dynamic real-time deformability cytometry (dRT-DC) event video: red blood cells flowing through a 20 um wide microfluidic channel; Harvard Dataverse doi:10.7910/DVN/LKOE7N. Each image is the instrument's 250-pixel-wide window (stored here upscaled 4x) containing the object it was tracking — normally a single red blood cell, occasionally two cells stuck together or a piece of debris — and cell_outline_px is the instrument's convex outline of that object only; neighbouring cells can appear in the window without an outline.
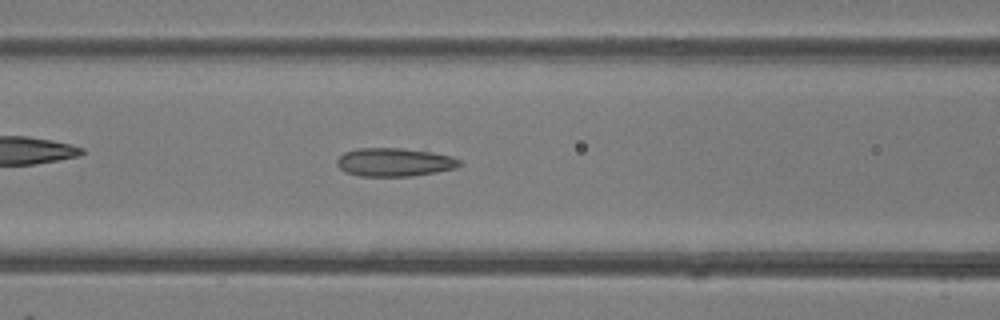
{"species": "common noctule bat (a hibernating species)", "species_latin": "Nyctalus noctula", "temperature_condition": "room temperature", "stored_images_in_passage": 46, "camera_frame_rate_fps": 3000, "um_per_image_px": 0.085, "animal": {"sex": "female"}, "frame": {"image": 1, "passage_image": 19, "time_ms": 6.0, "image_size_px": [1000, 320], "cell_outline_px": [[460, 164], [456, 168], [436, 172], [412, 176], [360, 176], [344, 172], [336, 164], [336, 160], [344, 152], [356, 148], [400, 148], [432, 152], [452, 156], [460, 160]], "centroid_in_image_um": [33.5, 13.78], "position_along_channel_um": 133.1, "area_um2": 20.35}}
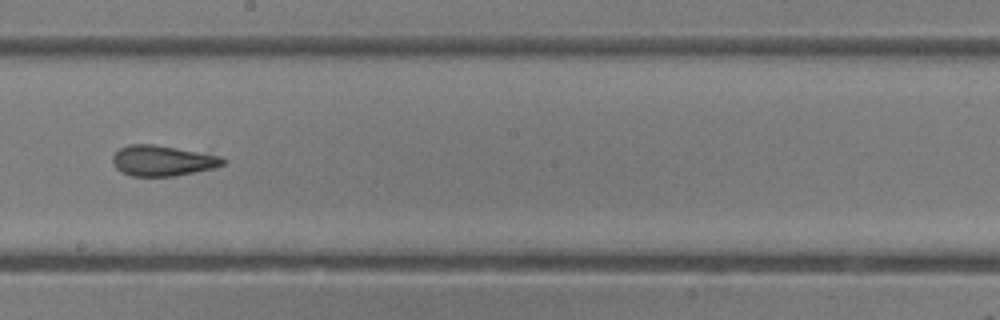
{"frame": {"image": 2, "passage_image": 26, "time_ms": 8.333, "image_size_px": [1000, 320], "cell_outline_px": [[228, 160], [224, 164], [216, 168], [176, 176], [132, 176], [116, 168], [112, 164], [112, 156], [120, 148], [128, 144], [156, 144], [220, 156]], "centroid_in_image_um": [13.83, 13.66], "position_along_channel_um": 234.4, "area_um2": 19.77}}
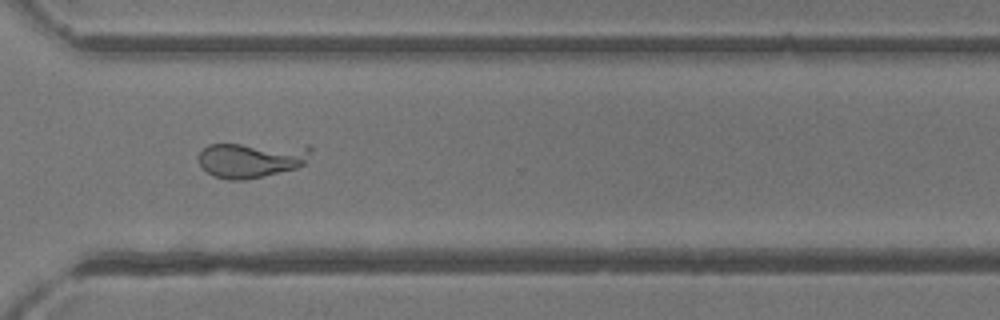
{"frame": {"image": 3, "passage_image": 34, "time_ms": 11.0, "image_size_px": [1000, 320], "cell_outline_px": [[312, 152], [304, 164], [296, 168], [244, 180], [228, 180], [212, 176], [200, 164], [196, 156], [208, 144], [312, 144]], "centroid_in_image_um": [21.41, 13.55], "position_along_channel_um": 349.2, "area_um2": 23.64}}